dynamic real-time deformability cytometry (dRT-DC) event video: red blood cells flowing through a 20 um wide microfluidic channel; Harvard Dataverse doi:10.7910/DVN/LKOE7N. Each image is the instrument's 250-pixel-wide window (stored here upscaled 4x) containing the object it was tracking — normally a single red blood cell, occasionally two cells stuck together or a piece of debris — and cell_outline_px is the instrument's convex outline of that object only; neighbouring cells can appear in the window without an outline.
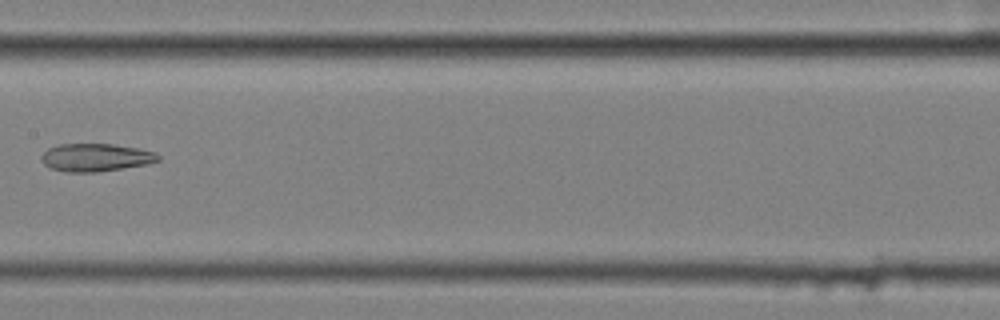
{"species": "common noctule bat (a hibernating species)", "species_latin": "Nyctalus noctula", "temperature_condition": "cold", "stored_images_in_passage": 9, "camera_frame_rate_fps": 3000, "um_per_image_px": 0.085, "animal": {"sex": "female", "body_mass_g": 25.1}, "frame": {"image": 1, "passage_image": 9, "time_ms": 2.667, "image_size_px": [1000, 320], "cell_outline_px": [[160, 160], [148, 164], [96, 172], [68, 172], [52, 168], [44, 164], [40, 160], [40, 156], [48, 148], [60, 144], [112, 144], [136, 148], [156, 152], [160, 156]], "centroid_in_image_um": [8.13, 13.38], "position_along_channel_um": 199.3, "area_um2": 18.9}}